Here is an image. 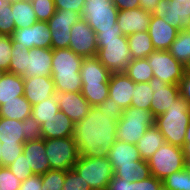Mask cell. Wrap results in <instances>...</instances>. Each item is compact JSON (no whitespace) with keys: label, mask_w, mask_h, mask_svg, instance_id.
<instances>
[{"label":"cell","mask_w":190,"mask_h":190,"mask_svg":"<svg viewBox=\"0 0 190 190\" xmlns=\"http://www.w3.org/2000/svg\"><path fill=\"white\" fill-rule=\"evenodd\" d=\"M116 128L117 120L111 114L101 113L97 106H91L86 117L74 123L73 138L79 155H107L116 142Z\"/></svg>","instance_id":"6da1fadb"},{"label":"cell","mask_w":190,"mask_h":190,"mask_svg":"<svg viewBox=\"0 0 190 190\" xmlns=\"http://www.w3.org/2000/svg\"><path fill=\"white\" fill-rule=\"evenodd\" d=\"M83 58L70 48L53 49L51 77L55 90L81 92L83 83L79 72Z\"/></svg>","instance_id":"7a4b0ae2"},{"label":"cell","mask_w":190,"mask_h":190,"mask_svg":"<svg viewBox=\"0 0 190 190\" xmlns=\"http://www.w3.org/2000/svg\"><path fill=\"white\" fill-rule=\"evenodd\" d=\"M190 123V105L181 95L165 113L155 118V126L162 132L165 142L183 148L185 133Z\"/></svg>","instance_id":"3957f363"},{"label":"cell","mask_w":190,"mask_h":190,"mask_svg":"<svg viewBox=\"0 0 190 190\" xmlns=\"http://www.w3.org/2000/svg\"><path fill=\"white\" fill-rule=\"evenodd\" d=\"M155 125V117L151 111L129 107L123 110L121 118L117 121L115 138L117 141L137 144L147 129Z\"/></svg>","instance_id":"277c9868"},{"label":"cell","mask_w":190,"mask_h":190,"mask_svg":"<svg viewBox=\"0 0 190 190\" xmlns=\"http://www.w3.org/2000/svg\"><path fill=\"white\" fill-rule=\"evenodd\" d=\"M73 169L82 176L91 189H107L114 176L113 167L107 155L86 157L80 155Z\"/></svg>","instance_id":"5b68a950"},{"label":"cell","mask_w":190,"mask_h":190,"mask_svg":"<svg viewBox=\"0 0 190 190\" xmlns=\"http://www.w3.org/2000/svg\"><path fill=\"white\" fill-rule=\"evenodd\" d=\"M98 60L111 72H125L131 63L127 36H119L111 40H97Z\"/></svg>","instance_id":"8992f818"},{"label":"cell","mask_w":190,"mask_h":190,"mask_svg":"<svg viewBox=\"0 0 190 190\" xmlns=\"http://www.w3.org/2000/svg\"><path fill=\"white\" fill-rule=\"evenodd\" d=\"M147 162L151 175L160 180L187 167L183 148L166 142L154 152Z\"/></svg>","instance_id":"52a82bcc"},{"label":"cell","mask_w":190,"mask_h":190,"mask_svg":"<svg viewBox=\"0 0 190 190\" xmlns=\"http://www.w3.org/2000/svg\"><path fill=\"white\" fill-rule=\"evenodd\" d=\"M119 10L112 0H86L81 18L95 30H121L117 23Z\"/></svg>","instance_id":"ba28073f"},{"label":"cell","mask_w":190,"mask_h":190,"mask_svg":"<svg viewBox=\"0 0 190 190\" xmlns=\"http://www.w3.org/2000/svg\"><path fill=\"white\" fill-rule=\"evenodd\" d=\"M45 148L50 170L73 169L80 156L73 136L45 139Z\"/></svg>","instance_id":"9c48e42d"},{"label":"cell","mask_w":190,"mask_h":190,"mask_svg":"<svg viewBox=\"0 0 190 190\" xmlns=\"http://www.w3.org/2000/svg\"><path fill=\"white\" fill-rule=\"evenodd\" d=\"M153 75L166 84L179 85L184 75V66L168 50H154L148 57Z\"/></svg>","instance_id":"30bf717a"},{"label":"cell","mask_w":190,"mask_h":190,"mask_svg":"<svg viewBox=\"0 0 190 190\" xmlns=\"http://www.w3.org/2000/svg\"><path fill=\"white\" fill-rule=\"evenodd\" d=\"M81 15L73 10H56L54 15L47 21L51 30V48H69L71 27Z\"/></svg>","instance_id":"8fae6325"},{"label":"cell","mask_w":190,"mask_h":190,"mask_svg":"<svg viewBox=\"0 0 190 190\" xmlns=\"http://www.w3.org/2000/svg\"><path fill=\"white\" fill-rule=\"evenodd\" d=\"M69 48L82 57H92L97 54V35L85 19L80 18L71 27Z\"/></svg>","instance_id":"7c38bea8"},{"label":"cell","mask_w":190,"mask_h":190,"mask_svg":"<svg viewBox=\"0 0 190 190\" xmlns=\"http://www.w3.org/2000/svg\"><path fill=\"white\" fill-rule=\"evenodd\" d=\"M151 14L183 30L190 18V0H160Z\"/></svg>","instance_id":"4fadbf2b"},{"label":"cell","mask_w":190,"mask_h":190,"mask_svg":"<svg viewBox=\"0 0 190 190\" xmlns=\"http://www.w3.org/2000/svg\"><path fill=\"white\" fill-rule=\"evenodd\" d=\"M11 37L12 43H20L28 49L51 48V30L47 22L37 21L28 28L15 29Z\"/></svg>","instance_id":"5bb4252c"},{"label":"cell","mask_w":190,"mask_h":190,"mask_svg":"<svg viewBox=\"0 0 190 190\" xmlns=\"http://www.w3.org/2000/svg\"><path fill=\"white\" fill-rule=\"evenodd\" d=\"M149 84L154 91L151 112L156 118L166 112L167 109L180 95L179 85L166 84L159 78L153 77Z\"/></svg>","instance_id":"9a60e30c"},{"label":"cell","mask_w":190,"mask_h":190,"mask_svg":"<svg viewBox=\"0 0 190 190\" xmlns=\"http://www.w3.org/2000/svg\"><path fill=\"white\" fill-rule=\"evenodd\" d=\"M59 109L66 114L73 123H77L86 117L91 105L84 98L81 92L66 93L55 90L54 92Z\"/></svg>","instance_id":"2e32d148"},{"label":"cell","mask_w":190,"mask_h":190,"mask_svg":"<svg viewBox=\"0 0 190 190\" xmlns=\"http://www.w3.org/2000/svg\"><path fill=\"white\" fill-rule=\"evenodd\" d=\"M135 83L124 73H112L109 79V97L122 109L131 107Z\"/></svg>","instance_id":"e0dca14e"},{"label":"cell","mask_w":190,"mask_h":190,"mask_svg":"<svg viewBox=\"0 0 190 190\" xmlns=\"http://www.w3.org/2000/svg\"><path fill=\"white\" fill-rule=\"evenodd\" d=\"M151 12L142 9H128L118 12L117 23L124 36H129L136 32L148 31L151 19Z\"/></svg>","instance_id":"ac0fdd59"},{"label":"cell","mask_w":190,"mask_h":190,"mask_svg":"<svg viewBox=\"0 0 190 190\" xmlns=\"http://www.w3.org/2000/svg\"><path fill=\"white\" fill-rule=\"evenodd\" d=\"M179 29L152 15L148 32L155 50H168L176 39Z\"/></svg>","instance_id":"d6986e66"},{"label":"cell","mask_w":190,"mask_h":190,"mask_svg":"<svg viewBox=\"0 0 190 190\" xmlns=\"http://www.w3.org/2000/svg\"><path fill=\"white\" fill-rule=\"evenodd\" d=\"M24 79V97L35 105L54 95L55 84L52 77L27 76Z\"/></svg>","instance_id":"ffe728a7"},{"label":"cell","mask_w":190,"mask_h":190,"mask_svg":"<svg viewBox=\"0 0 190 190\" xmlns=\"http://www.w3.org/2000/svg\"><path fill=\"white\" fill-rule=\"evenodd\" d=\"M52 57V48L34 47L29 49L26 77H51Z\"/></svg>","instance_id":"44dd1931"},{"label":"cell","mask_w":190,"mask_h":190,"mask_svg":"<svg viewBox=\"0 0 190 190\" xmlns=\"http://www.w3.org/2000/svg\"><path fill=\"white\" fill-rule=\"evenodd\" d=\"M23 153L33 174L42 175L50 170V162L46 155L45 139L25 142Z\"/></svg>","instance_id":"7402d4cb"},{"label":"cell","mask_w":190,"mask_h":190,"mask_svg":"<svg viewBox=\"0 0 190 190\" xmlns=\"http://www.w3.org/2000/svg\"><path fill=\"white\" fill-rule=\"evenodd\" d=\"M79 73L83 84H109L112 74L96 56L84 57Z\"/></svg>","instance_id":"603a6c76"},{"label":"cell","mask_w":190,"mask_h":190,"mask_svg":"<svg viewBox=\"0 0 190 190\" xmlns=\"http://www.w3.org/2000/svg\"><path fill=\"white\" fill-rule=\"evenodd\" d=\"M41 127L43 139L71 137L74 133L73 121L61 110L56 113V116L44 122Z\"/></svg>","instance_id":"cb8c5ba5"},{"label":"cell","mask_w":190,"mask_h":190,"mask_svg":"<svg viewBox=\"0 0 190 190\" xmlns=\"http://www.w3.org/2000/svg\"><path fill=\"white\" fill-rule=\"evenodd\" d=\"M107 157L112 166L136 165L142 160L135 144L117 141L112 145Z\"/></svg>","instance_id":"d4e9b609"},{"label":"cell","mask_w":190,"mask_h":190,"mask_svg":"<svg viewBox=\"0 0 190 190\" xmlns=\"http://www.w3.org/2000/svg\"><path fill=\"white\" fill-rule=\"evenodd\" d=\"M25 121L0 117V143L24 144Z\"/></svg>","instance_id":"484cf974"},{"label":"cell","mask_w":190,"mask_h":190,"mask_svg":"<svg viewBox=\"0 0 190 190\" xmlns=\"http://www.w3.org/2000/svg\"><path fill=\"white\" fill-rule=\"evenodd\" d=\"M164 143L165 139L162 132L153 125L147 129L135 146L141 159L147 161Z\"/></svg>","instance_id":"4316f807"},{"label":"cell","mask_w":190,"mask_h":190,"mask_svg":"<svg viewBox=\"0 0 190 190\" xmlns=\"http://www.w3.org/2000/svg\"><path fill=\"white\" fill-rule=\"evenodd\" d=\"M24 79L22 76L6 72L0 80V106L6 101L15 100L24 95Z\"/></svg>","instance_id":"83f0119b"},{"label":"cell","mask_w":190,"mask_h":190,"mask_svg":"<svg viewBox=\"0 0 190 190\" xmlns=\"http://www.w3.org/2000/svg\"><path fill=\"white\" fill-rule=\"evenodd\" d=\"M32 113L31 103L23 96L0 106V117L24 121Z\"/></svg>","instance_id":"f1b7e54d"},{"label":"cell","mask_w":190,"mask_h":190,"mask_svg":"<svg viewBox=\"0 0 190 190\" xmlns=\"http://www.w3.org/2000/svg\"><path fill=\"white\" fill-rule=\"evenodd\" d=\"M127 39L132 59L147 58L155 50L148 31L133 33Z\"/></svg>","instance_id":"f546056e"},{"label":"cell","mask_w":190,"mask_h":190,"mask_svg":"<svg viewBox=\"0 0 190 190\" xmlns=\"http://www.w3.org/2000/svg\"><path fill=\"white\" fill-rule=\"evenodd\" d=\"M112 167L114 170V176L125 179L129 182L145 180L152 176L146 160H137L136 165Z\"/></svg>","instance_id":"4dcf8cb0"},{"label":"cell","mask_w":190,"mask_h":190,"mask_svg":"<svg viewBox=\"0 0 190 190\" xmlns=\"http://www.w3.org/2000/svg\"><path fill=\"white\" fill-rule=\"evenodd\" d=\"M11 4L15 29L28 28L38 21L29 0L12 2Z\"/></svg>","instance_id":"1f68e13d"},{"label":"cell","mask_w":190,"mask_h":190,"mask_svg":"<svg viewBox=\"0 0 190 190\" xmlns=\"http://www.w3.org/2000/svg\"><path fill=\"white\" fill-rule=\"evenodd\" d=\"M124 73L135 84L149 82L154 77L147 58L132 59Z\"/></svg>","instance_id":"d6a6232c"},{"label":"cell","mask_w":190,"mask_h":190,"mask_svg":"<svg viewBox=\"0 0 190 190\" xmlns=\"http://www.w3.org/2000/svg\"><path fill=\"white\" fill-rule=\"evenodd\" d=\"M168 51L177 61L185 66L190 59V33L184 29L180 30Z\"/></svg>","instance_id":"836d02e7"},{"label":"cell","mask_w":190,"mask_h":190,"mask_svg":"<svg viewBox=\"0 0 190 190\" xmlns=\"http://www.w3.org/2000/svg\"><path fill=\"white\" fill-rule=\"evenodd\" d=\"M8 72L26 77L29 49L20 43H13Z\"/></svg>","instance_id":"e575fe53"},{"label":"cell","mask_w":190,"mask_h":190,"mask_svg":"<svg viewBox=\"0 0 190 190\" xmlns=\"http://www.w3.org/2000/svg\"><path fill=\"white\" fill-rule=\"evenodd\" d=\"M58 111H60L59 105L55 95H52L46 100L33 105L31 116L42 125L51 117L56 116Z\"/></svg>","instance_id":"d590c367"},{"label":"cell","mask_w":190,"mask_h":190,"mask_svg":"<svg viewBox=\"0 0 190 190\" xmlns=\"http://www.w3.org/2000/svg\"><path fill=\"white\" fill-rule=\"evenodd\" d=\"M81 94L91 106H97L109 97V84H82Z\"/></svg>","instance_id":"8d00e7d4"},{"label":"cell","mask_w":190,"mask_h":190,"mask_svg":"<svg viewBox=\"0 0 190 190\" xmlns=\"http://www.w3.org/2000/svg\"><path fill=\"white\" fill-rule=\"evenodd\" d=\"M154 91L149 82L137 83L134 88L131 107L142 108L151 111V102Z\"/></svg>","instance_id":"74e56055"},{"label":"cell","mask_w":190,"mask_h":190,"mask_svg":"<svg viewBox=\"0 0 190 190\" xmlns=\"http://www.w3.org/2000/svg\"><path fill=\"white\" fill-rule=\"evenodd\" d=\"M162 184L171 190H190V169L173 172L162 180Z\"/></svg>","instance_id":"f35d334b"},{"label":"cell","mask_w":190,"mask_h":190,"mask_svg":"<svg viewBox=\"0 0 190 190\" xmlns=\"http://www.w3.org/2000/svg\"><path fill=\"white\" fill-rule=\"evenodd\" d=\"M66 171L48 170L41 175L42 190H61L64 184Z\"/></svg>","instance_id":"ab89813d"},{"label":"cell","mask_w":190,"mask_h":190,"mask_svg":"<svg viewBox=\"0 0 190 190\" xmlns=\"http://www.w3.org/2000/svg\"><path fill=\"white\" fill-rule=\"evenodd\" d=\"M30 2L38 21L47 22L56 12L53 0H32Z\"/></svg>","instance_id":"60d3db41"},{"label":"cell","mask_w":190,"mask_h":190,"mask_svg":"<svg viewBox=\"0 0 190 190\" xmlns=\"http://www.w3.org/2000/svg\"><path fill=\"white\" fill-rule=\"evenodd\" d=\"M61 190H91L89 184L83 180L74 169L66 171L64 184Z\"/></svg>","instance_id":"b9f144b4"},{"label":"cell","mask_w":190,"mask_h":190,"mask_svg":"<svg viewBox=\"0 0 190 190\" xmlns=\"http://www.w3.org/2000/svg\"><path fill=\"white\" fill-rule=\"evenodd\" d=\"M7 167L21 181L33 175L32 169L28 166V162L23 152Z\"/></svg>","instance_id":"7bdbcfd3"},{"label":"cell","mask_w":190,"mask_h":190,"mask_svg":"<svg viewBox=\"0 0 190 190\" xmlns=\"http://www.w3.org/2000/svg\"><path fill=\"white\" fill-rule=\"evenodd\" d=\"M14 30L12 4L9 2L5 7L0 9V32L3 36H11Z\"/></svg>","instance_id":"ee69618b"},{"label":"cell","mask_w":190,"mask_h":190,"mask_svg":"<svg viewBox=\"0 0 190 190\" xmlns=\"http://www.w3.org/2000/svg\"><path fill=\"white\" fill-rule=\"evenodd\" d=\"M21 182L7 166H0V190H19Z\"/></svg>","instance_id":"f6af8a7d"},{"label":"cell","mask_w":190,"mask_h":190,"mask_svg":"<svg viewBox=\"0 0 190 190\" xmlns=\"http://www.w3.org/2000/svg\"><path fill=\"white\" fill-rule=\"evenodd\" d=\"M24 144H1V166H8L23 152Z\"/></svg>","instance_id":"bcb514c9"},{"label":"cell","mask_w":190,"mask_h":190,"mask_svg":"<svg viewBox=\"0 0 190 190\" xmlns=\"http://www.w3.org/2000/svg\"><path fill=\"white\" fill-rule=\"evenodd\" d=\"M12 37H0V68L8 72L11 56H12Z\"/></svg>","instance_id":"7dc6e473"},{"label":"cell","mask_w":190,"mask_h":190,"mask_svg":"<svg viewBox=\"0 0 190 190\" xmlns=\"http://www.w3.org/2000/svg\"><path fill=\"white\" fill-rule=\"evenodd\" d=\"M24 121L26 129V132H24L25 142L42 139L41 125L32 116L26 118Z\"/></svg>","instance_id":"c3c4849f"},{"label":"cell","mask_w":190,"mask_h":190,"mask_svg":"<svg viewBox=\"0 0 190 190\" xmlns=\"http://www.w3.org/2000/svg\"><path fill=\"white\" fill-rule=\"evenodd\" d=\"M162 184V180L150 176L145 180H138L129 182L128 181V190H158Z\"/></svg>","instance_id":"681fc988"},{"label":"cell","mask_w":190,"mask_h":190,"mask_svg":"<svg viewBox=\"0 0 190 190\" xmlns=\"http://www.w3.org/2000/svg\"><path fill=\"white\" fill-rule=\"evenodd\" d=\"M56 10H73L82 15L86 0H53Z\"/></svg>","instance_id":"f907efd6"},{"label":"cell","mask_w":190,"mask_h":190,"mask_svg":"<svg viewBox=\"0 0 190 190\" xmlns=\"http://www.w3.org/2000/svg\"><path fill=\"white\" fill-rule=\"evenodd\" d=\"M101 113L111 114V116L117 121L121 118L123 110L108 97L104 102L97 105Z\"/></svg>","instance_id":"816d5d0a"},{"label":"cell","mask_w":190,"mask_h":190,"mask_svg":"<svg viewBox=\"0 0 190 190\" xmlns=\"http://www.w3.org/2000/svg\"><path fill=\"white\" fill-rule=\"evenodd\" d=\"M19 190H42L41 175L33 174L21 182Z\"/></svg>","instance_id":"f5cc1de1"},{"label":"cell","mask_w":190,"mask_h":190,"mask_svg":"<svg viewBox=\"0 0 190 190\" xmlns=\"http://www.w3.org/2000/svg\"><path fill=\"white\" fill-rule=\"evenodd\" d=\"M180 95L190 105V74L185 73L179 83Z\"/></svg>","instance_id":"db71d44e"},{"label":"cell","mask_w":190,"mask_h":190,"mask_svg":"<svg viewBox=\"0 0 190 190\" xmlns=\"http://www.w3.org/2000/svg\"><path fill=\"white\" fill-rule=\"evenodd\" d=\"M119 11L135 9L140 7L139 0H112Z\"/></svg>","instance_id":"11a10c76"},{"label":"cell","mask_w":190,"mask_h":190,"mask_svg":"<svg viewBox=\"0 0 190 190\" xmlns=\"http://www.w3.org/2000/svg\"><path fill=\"white\" fill-rule=\"evenodd\" d=\"M97 40H111L122 36L121 30H95Z\"/></svg>","instance_id":"9f6ffc18"},{"label":"cell","mask_w":190,"mask_h":190,"mask_svg":"<svg viewBox=\"0 0 190 190\" xmlns=\"http://www.w3.org/2000/svg\"><path fill=\"white\" fill-rule=\"evenodd\" d=\"M107 190H128V181L113 176L108 182Z\"/></svg>","instance_id":"6f0895ef"},{"label":"cell","mask_w":190,"mask_h":190,"mask_svg":"<svg viewBox=\"0 0 190 190\" xmlns=\"http://www.w3.org/2000/svg\"><path fill=\"white\" fill-rule=\"evenodd\" d=\"M185 145L183 147L184 157L186 162L190 160V123L187 126L186 133H185Z\"/></svg>","instance_id":"680465c9"},{"label":"cell","mask_w":190,"mask_h":190,"mask_svg":"<svg viewBox=\"0 0 190 190\" xmlns=\"http://www.w3.org/2000/svg\"><path fill=\"white\" fill-rule=\"evenodd\" d=\"M160 0H139L140 7L146 11L153 12L157 7V4Z\"/></svg>","instance_id":"91938a15"},{"label":"cell","mask_w":190,"mask_h":190,"mask_svg":"<svg viewBox=\"0 0 190 190\" xmlns=\"http://www.w3.org/2000/svg\"><path fill=\"white\" fill-rule=\"evenodd\" d=\"M184 71H185V73L190 74V59H189L188 62L185 64V66H184Z\"/></svg>","instance_id":"94428289"},{"label":"cell","mask_w":190,"mask_h":190,"mask_svg":"<svg viewBox=\"0 0 190 190\" xmlns=\"http://www.w3.org/2000/svg\"><path fill=\"white\" fill-rule=\"evenodd\" d=\"M9 3L8 0H0V9L5 7Z\"/></svg>","instance_id":"6125c7cd"},{"label":"cell","mask_w":190,"mask_h":190,"mask_svg":"<svg viewBox=\"0 0 190 190\" xmlns=\"http://www.w3.org/2000/svg\"><path fill=\"white\" fill-rule=\"evenodd\" d=\"M184 30L190 33V18L189 21L187 22L186 26L184 27Z\"/></svg>","instance_id":"be15d7a7"},{"label":"cell","mask_w":190,"mask_h":190,"mask_svg":"<svg viewBox=\"0 0 190 190\" xmlns=\"http://www.w3.org/2000/svg\"><path fill=\"white\" fill-rule=\"evenodd\" d=\"M158 190H171V189L167 188L164 184H161Z\"/></svg>","instance_id":"e7e4bbea"},{"label":"cell","mask_w":190,"mask_h":190,"mask_svg":"<svg viewBox=\"0 0 190 190\" xmlns=\"http://www.w3.org/2000/svg\"><path fill=\"white\" fill-rule=\"evenodd\" d=\"M6 73V71H4L3 69L0 68V80L2 78V76Z\"/></svg>","instance_id":"03108f58"},{"label":"cell","mask_w":190,"mask_h":190,"mask_svg":"<svg viewBox=\"0 0 190 190\" xmlns=\"http://www.w3.org/2000/svg\"><path fill=\"white\" fill-rule=\"evenodd\" d=\"M10 3L12 2H17V1H23V0H8ZM29 1H32V0H29Z\"/></svg>","instance_id":"003e7915"},{"label":"cell","mask_w":190,"mask_h":190,"mask_svg":"<svg viewBox=\"0 0 190 190\" xmlns=\"http://www.w3.org/2000/svg\"><path fill=\"white\" fill-rule=\"evenodd\" d=\"M1 143H0V166H1Z\"/></svg>","instance_id":"a7ac6f4b"},{"label":"cell","mask_w":190,"mask_h":190,"mask_svg":"<svg viewBox=\"0 0 190 190\" xmlns=\"http://www.w3.org/2000/svg\"><path fill=\"white\" fill-rule=\"evenodd\" d=\"M187 167L190 169V160L187 162Z\"/></svg>","instance_id":"89a4df30"},{"label":"cell","mask_w":190,"mask_h":190,"mask_svg":"<svg viewBox=\"0 0 190 190\" xmlns=\"http://www.w3.org/2000/svg\"><path fill=\"white\" fill-rule=\"evenodd\" d=\"M91 190H107V189H91Z\"/></svg>","instance_id":"2644e50d"}]
</instances>
